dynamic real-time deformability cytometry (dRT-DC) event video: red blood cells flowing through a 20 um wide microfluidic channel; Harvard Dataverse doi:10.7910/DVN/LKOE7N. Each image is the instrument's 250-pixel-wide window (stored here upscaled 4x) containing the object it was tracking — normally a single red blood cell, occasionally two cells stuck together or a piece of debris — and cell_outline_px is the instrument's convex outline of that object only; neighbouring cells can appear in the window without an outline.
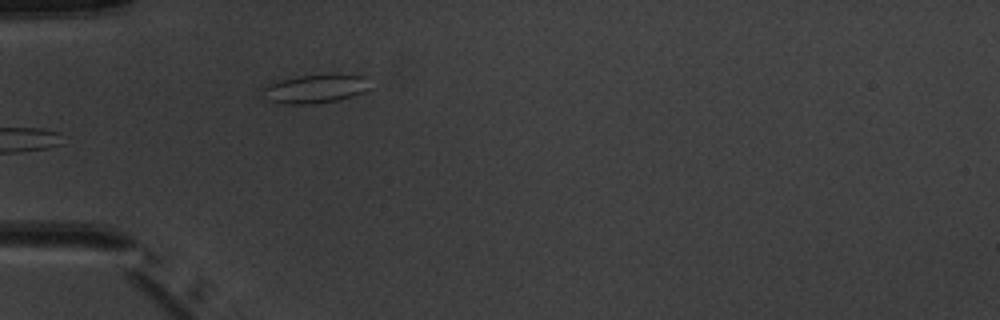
{"species": "common noctule bat (a hibernating species)", "species_latin": "Nyctalus noctula", "temperature_condition": "warm", "stored_images_in_passage": 6, "camera_frame_rate_fps": 3000, "um_per_image_px": 0.085, "animal": {"sex": "male", "body_mass_g": 20.1, "forearm_length_mm": 53.5}, "frame": {"image": 1, "passage_image": 6, "time_ms": 6.0, "image_size_px": [1000, 320], "cell_outline_px": [[368, 88], [364, 92], [340, 100], [312, 104], [284, 104], [268, 100], [260, 88], [268, 84], [280, 80], [300, 76], [364, 76]], "centroid_in_image_um": [26.71, 7.59], "position_along_channel_um": 58.3, "area_um2": 17.28}}